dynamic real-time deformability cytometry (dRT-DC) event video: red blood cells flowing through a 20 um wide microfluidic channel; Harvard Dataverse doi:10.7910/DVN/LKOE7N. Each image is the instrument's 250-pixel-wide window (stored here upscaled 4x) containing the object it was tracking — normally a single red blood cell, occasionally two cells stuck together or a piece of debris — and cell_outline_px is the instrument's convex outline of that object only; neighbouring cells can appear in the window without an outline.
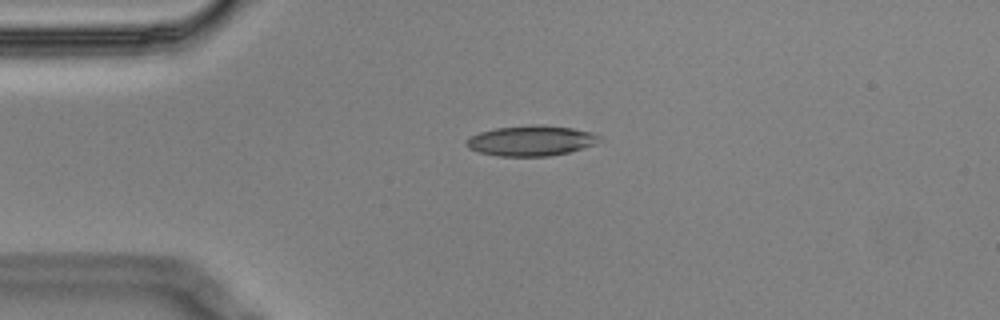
{"species": "Egyptian fruit bat (a non-hibernating species)", "species_latin": "Rousettus aegyptiacus", "temperature_condition": "cold", "stored_images_in_passage": 4, "camera_frame_rate_fps": 3000, "um_per_image_px": 0.085, "animal": {"sex": "male"}, "frame": {"image": 1, "passage_image": 2, "time_ms": 0.333, "image_size_px": [1000, 320], "cell_outline_px": [[600, 136], [592, 144], [568, 152], [548, 156], [500, 156], [480, 152], [468, 148], [464, 144], [472, 136], [480, 132], [496, 128], [532, 124], [540, 124], [572, 128], [592, 132]], "centroid_in_image_um": [45.1, 11.95], "position_along_channel_um": 39.9, "area_um2": 23.12}}
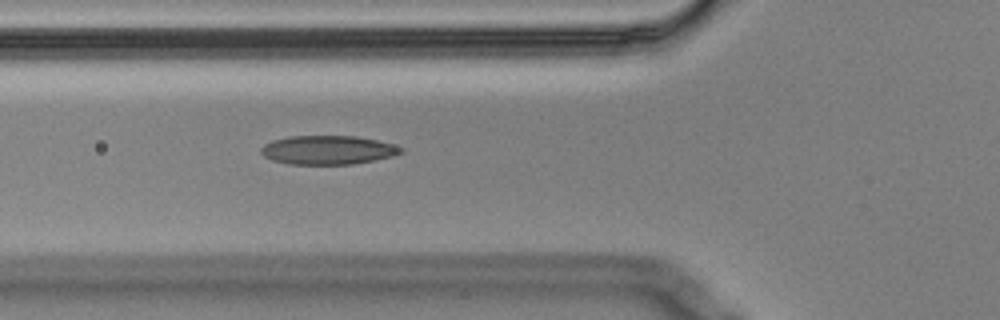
{"frame": {"image": 2, "passage_image": 4, "time_ms": 1.0, "image_size_px": [1000, 320], "cell_outline_px": [[404, 152], [392, 156], [376, 160], [352, 164], [288, 164], [272, 160], [264, 156], [260, 152], [260, 148], [264, 144], [272, 140], [288, 136], [356, 136], [376, 140], [392, 144], [404, 148]], "centroid_in_image_um": [27.86, 12.75], "position_along_channel_um": 97.9, "area_um2": 23.64}}